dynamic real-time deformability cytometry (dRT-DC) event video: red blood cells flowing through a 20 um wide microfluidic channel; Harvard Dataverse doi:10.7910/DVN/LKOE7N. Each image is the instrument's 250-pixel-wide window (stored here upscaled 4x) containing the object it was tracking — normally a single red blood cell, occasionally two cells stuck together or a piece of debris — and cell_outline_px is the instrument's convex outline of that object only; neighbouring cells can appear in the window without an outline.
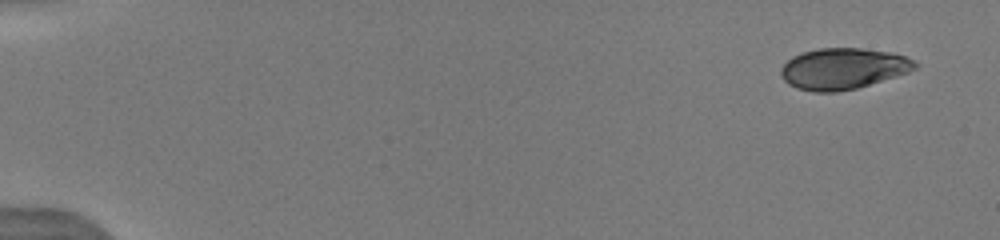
{"species": "human", "species_latin": "Homo sapiens", "temperature_condition": "warm", "stored_images_in_passage": 33, "camera_frame_rate_fps": 3000, "um_per_image_px": 0.085, "donor": {"sex": "male"}, "frame": {"image": 1, "passage_image": 1, "time_ms": 0.0, "image_size_px": [1000, 240], "cell_outline_px": [[916, 68], [908, 72], [896, 76], [856, 88], [836, 92], [816, 92], [796, 88], [788, 84], [780, 76], [780, 68], [792, 56], [800, 52], [820, 48], [860, 48], [888, 52], [904, 56], [916, 60]], "centroid_in_image_um": [71.61, 5.83], "position_along_channel_um": 13.4, "area_um2": 32.08}}
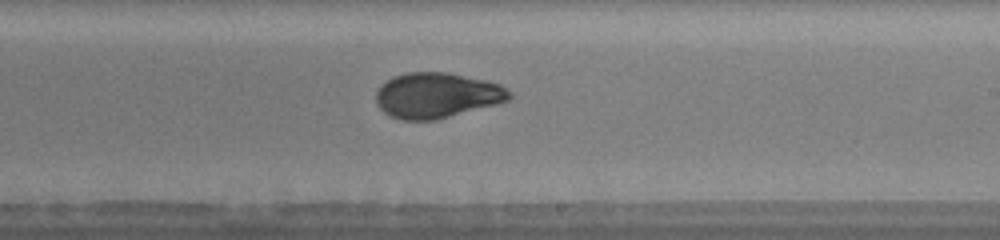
{"frame": {"image": 2, "passage_image": 18, "time_ms": 9.667, "image_size_px": [1000, 240], "cell_outline_px": [[512, 96], [508, 100], [496, 104], [436, 120], [404, 120], [392, 116], [384, 112], [376, 104], [376, 92], [380, 84], [384, 80], [392, 76], [408, 72], [448, 72], [484, 80], [500, 84], [512, 92]], "centroid_in_image_um": [37.1, 8.09], "position_along_channel_um": 251.9, "area_um2": 35.37}}
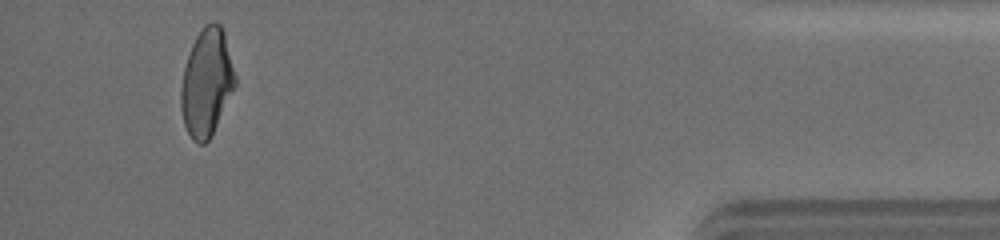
{"frame": {"image": 3, "passage_image": 31, "time_ms": 15.0, "image_size_px": [1000, 240], "cell_outline_px": [[236, 84], [212, 136], [204, 144], [200, 144], [192, 140], [184, 124], [180, 108], [180, 88], [184, 68], [192, 44], [196, 36], [204, 24], [212, 20], [220, 24], [224, 32], [236, 76]], "centroid_in_image_um": [17.56, 7.01], "position_along_channel_um": 417.6, "area_um2": 34.1}, "authors_computed_cell_mechanics": {"area_um2": 34.3332, "velocity_mm_per_s": 4.0832, "shape_relaxation_time_tau1_ms": 3.4201, "shape_relaxation_time_tau2_ms": 0.9874, "deformation_change_tau1": 0.1463, "deformation_change_tau2": 0.0389}}